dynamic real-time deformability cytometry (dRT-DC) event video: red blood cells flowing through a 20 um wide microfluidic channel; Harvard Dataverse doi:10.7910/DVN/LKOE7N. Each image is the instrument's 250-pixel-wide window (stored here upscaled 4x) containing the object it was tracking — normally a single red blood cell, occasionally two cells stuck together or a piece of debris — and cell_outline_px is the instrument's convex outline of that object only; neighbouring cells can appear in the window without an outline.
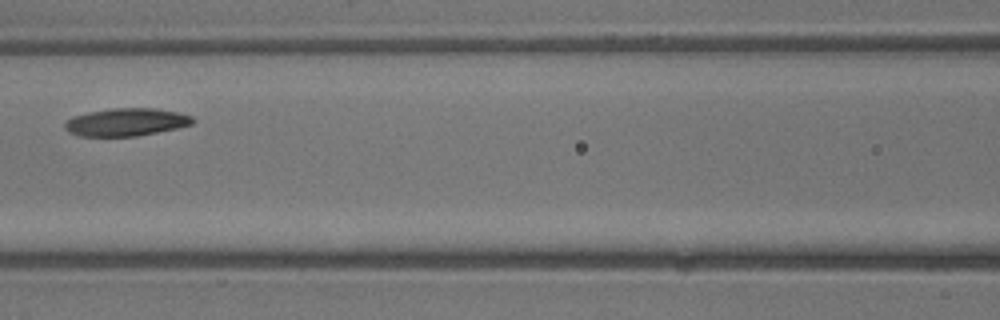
{"species": "common noctule bat (a hibernating species)", "species_latin": "Nyctalus noctula", "temperature_condition": "warm", "stored_images_in_passage": 3, "camera_frame_rate_fps": 3000, "um_per_image_px": 0.085, "animal": {"sex": "male", "body_mass_g": 13.3}, "frame": {"image": 1, "passage_image": 3, "time_ms": 0.667, "image_size_px": [1000, 320], "cell_outline_px": [[196, 120], [192, 124], [176, 128], [136, 136], [80, 136], [68, 132], [64, 128], [64, 124], [68, 120], [76, 116], [88, 112], [112, 108], [156, 108], [176, 112], [192, 116]], "centroid_in_image_um": [10.73, 10.38], "position_along_channel_um": 155.9, "area_um2": 20.52}}